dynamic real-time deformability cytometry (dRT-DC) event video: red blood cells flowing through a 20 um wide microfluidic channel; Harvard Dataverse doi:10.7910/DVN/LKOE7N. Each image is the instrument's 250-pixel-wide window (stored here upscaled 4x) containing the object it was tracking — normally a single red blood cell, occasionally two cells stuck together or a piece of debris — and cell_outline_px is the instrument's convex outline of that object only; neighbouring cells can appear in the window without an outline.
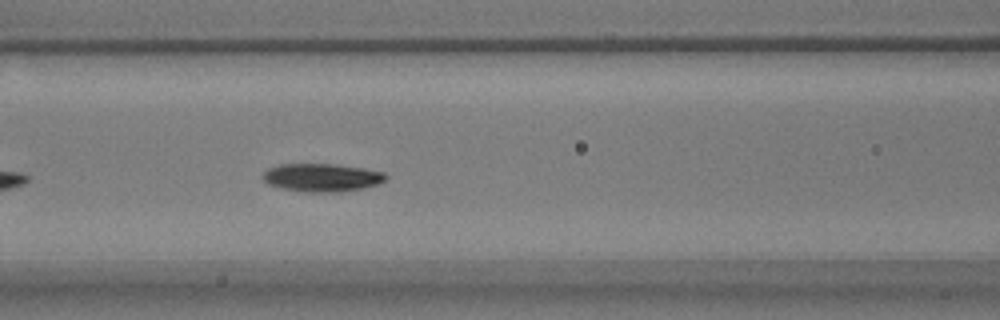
{"species": "common noctule bat (a hibernating species)", "species_latin": "Nyctalus noctula", "temperature_condition": "warm", "stored_images_in_passage": 13, "camera_frame_rate_fps": 3000, "um_per_image_px": 0.085, "animal": {"sex": "male", "body_mass_g": 17.9}, "frame": {"image": 1, "passage_image": 10, "time_ms": 3.0, "image_size_px": [1000, 320], "cell_outline_px": [[388, 176], [384, 180], [376, 184], [364, 188], [336, 192], [308, 192], [280, 188], [268, 184], [260, 176], [268, 168], [280, 164], [332, 164], [364, 168], [384, 172]], "centroid_in_image_um": [27.33, 15.09], "position_along_channel_um": 139.3, "area_um2": 20.11}}
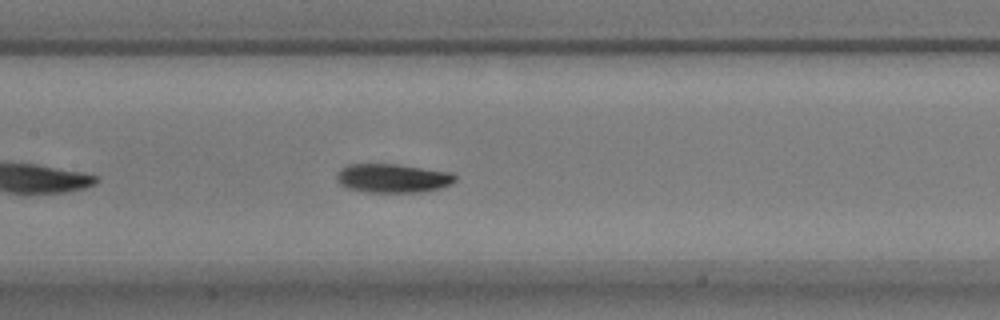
{"frame": {"image": 2, "passage_image": 13, "time_ms": 4.0, "image_size_px": [1000, 320], "cell_outline_px": [[456, 180], [452, 184], [440, 188], [420, 192], [368, 192], [348, 188], [340, 184], [336, 180], [336, 172], [340, 168], [348, 164], [396, 164], [452, 172], [456, 176]], "centroid_in_image_um": [33.37, 15.14], "position_along_channel_um": 174.0, "area_um2": 20.06}}